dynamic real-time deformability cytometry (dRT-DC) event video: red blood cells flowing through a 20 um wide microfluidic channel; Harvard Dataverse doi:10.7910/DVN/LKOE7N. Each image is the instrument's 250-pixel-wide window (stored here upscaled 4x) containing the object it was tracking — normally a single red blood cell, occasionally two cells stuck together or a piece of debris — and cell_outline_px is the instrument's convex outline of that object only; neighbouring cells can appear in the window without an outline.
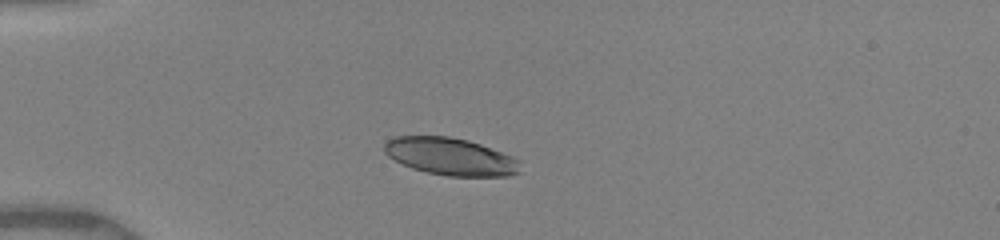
{"species": "human", "species_latin": "Homo sapiens", "temperature_condition": "warm", "stored_images_in_passage": 5, "camera_frame_rate_fps": 3000, "um_per_image_px": 0.085, "donor": {"sex": "female"}, "frame": {"image": 1, "passage_image": 1, "time_ms": 0.0, "image_size_px": [1000, 240], "cell_outline_px": [[520, 172], [508, 176], [448, 176], [428, 172], [412, 168], [388, 156], [384, 152], [384, 144], [388, 140], [396, 136], [448, 136], [468, 140], [480, 144], [512, 156], [520, 160]], "centroid_in_image_um": [38.31, 13.3], "position_along_channel_um": 46.7, "area_um2": 29.48}}
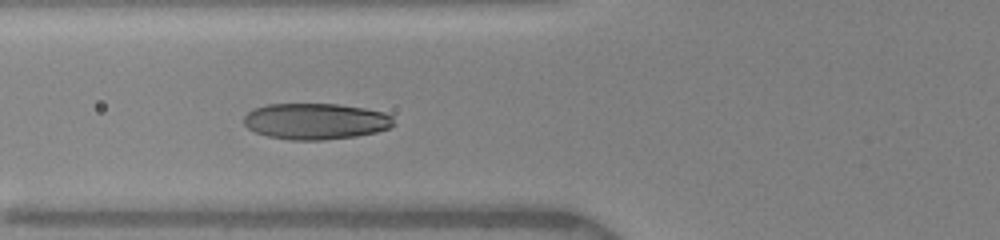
{"frame": {"image": 2, "passage_image": 4, "time_ms": 2.0, "image_size_px": [1000, 240], "cell_outline_px": [[396, 124], [388, 128], [376, 132], [356, 136], [320, 140], [292, 140], [268, 136], [256, 132], [248, 128], [244, 124], [244, 116], [252, 108], [268, 104], [336, 104], [364, 108], [384, 112], [392, 116]], "centroid_in_image_um": [26.83, 10.3], "position_along_channel_um": 99.0, "area_um2": 31.62}}
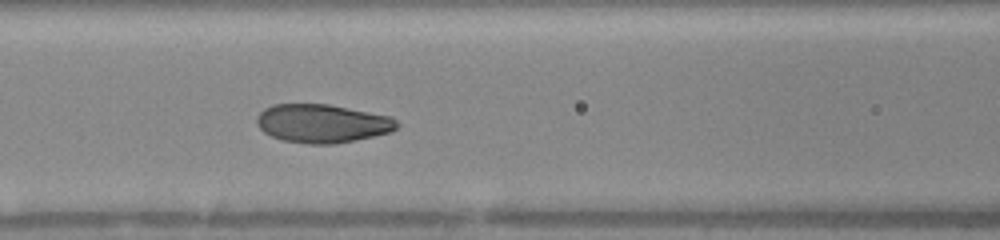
{"frame": {"image": 3, "passage_image": 5, "time_ms": 3.0, "image_size_px": [1000, 240], "cell_outline_px": [[400, 124], [392, 132], [356, 140], [332, 144], [308, 144], [280, 140], [264, 132], [256, 124], [256, 116], [264, 108], [272, 104], [328, 104], [392, 116]], "centroid_in_image_um": [27.39, 10.49], "position_along_channel_um": 139.2, "area_um2": 31.73}}